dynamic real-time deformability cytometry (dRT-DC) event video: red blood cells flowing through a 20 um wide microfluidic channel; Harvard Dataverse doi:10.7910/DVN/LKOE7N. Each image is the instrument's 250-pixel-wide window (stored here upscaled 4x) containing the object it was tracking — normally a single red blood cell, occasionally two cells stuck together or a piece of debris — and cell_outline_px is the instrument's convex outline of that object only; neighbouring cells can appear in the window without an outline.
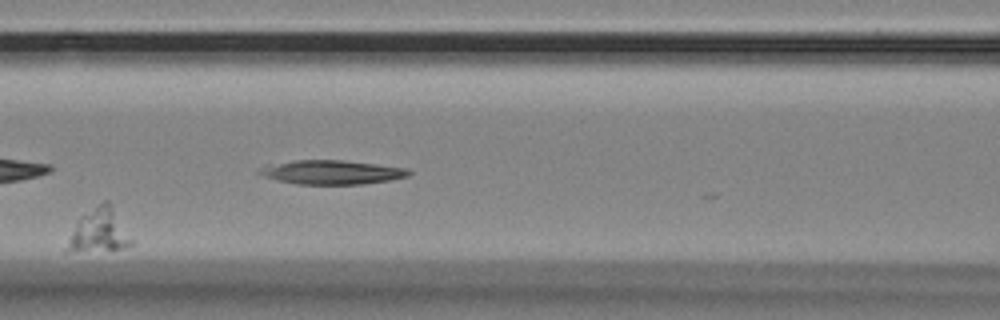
{"species": "Egyptian fruit bat (a non-hibernating species)", "species_latin": "Rousettus aegyptiacus", "temperature_condition": "room temperature", "stored_images_in_passage": 9, "segment_of_instrument_passage": [1, 2], "camera_frame_rate_fps": 3000, "um_per_image_px": 0.085, "animal": {"sex": "female"}, "frame": {"image": 1, "passage_image": 6, "time_ms": 1.667, "image_size_px": [1000, 320], "cell_outline_px": [[132, 244], [120, 248], [68, 252], [64, 252], [76, 220], [80, 216], [104, 200], [108, 200], [132, 240]], "centroid_in_image_um": [8.36, 19.6], "position_along_channel_um": 158.2, "area_um2": 15.78}}
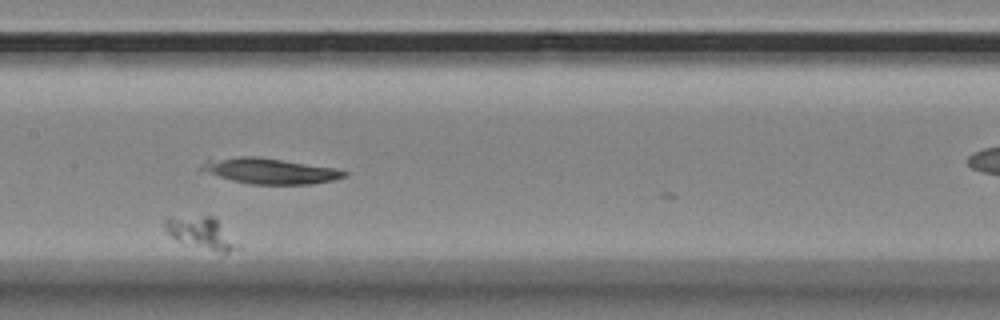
{"frame": {"image": 2, "passage_image": 7, "time_ms": 2.0, "image_size_px": [1000, 320], "cell_outline_px": [[240, 248], [228, 252], [220, 252], [176, 240], [164, 228], [164, 220], [168, 216], [212, 216], [240, 244]], "centroid_in_image_um": [17.09, 19.78], "position_along_channel_um": 190.3, "area_um2": 13.24}}